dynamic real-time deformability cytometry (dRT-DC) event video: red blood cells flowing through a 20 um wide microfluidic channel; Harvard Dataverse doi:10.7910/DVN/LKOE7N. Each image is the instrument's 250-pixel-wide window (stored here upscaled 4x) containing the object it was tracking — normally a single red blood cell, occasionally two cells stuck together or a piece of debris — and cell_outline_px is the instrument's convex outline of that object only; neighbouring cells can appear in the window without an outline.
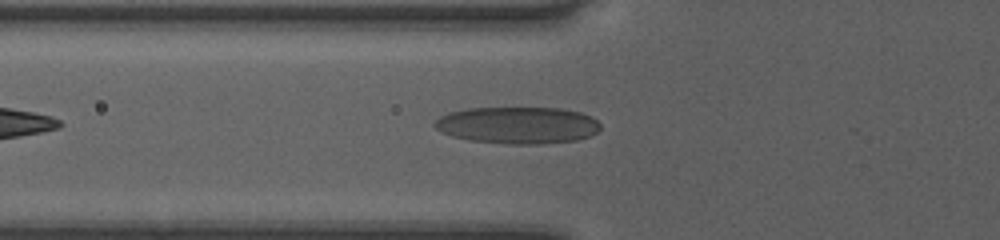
{"species": "human", "species_latin": "Homo sapiens", "temperature_condition": "room temperature", "stored_images_in_passage": 38, "camera_frame_rate_fps": 3000, "um_per_image_px": 0.085, "donor": {"sex": "female"}, "frame": {"image": 1, "passage_image": 6, "time_ms": 1.667, "image_size_px": [1000, 240], "cell_outline_px": [[600, 128], [596, 132], [588, 136], [576, 140], [540, 144], [508, 144], [468, 140], [452, 136], [440, 132], [432, 124], [440, 116], [448, 112], [468, 108], [560, 108], [580, 112], [592, 116], [600, 124]], "centroid_in_image_um": [43.97, 10.64], "position_along_channel_um": 81.8, "area_um2": 35.78}}
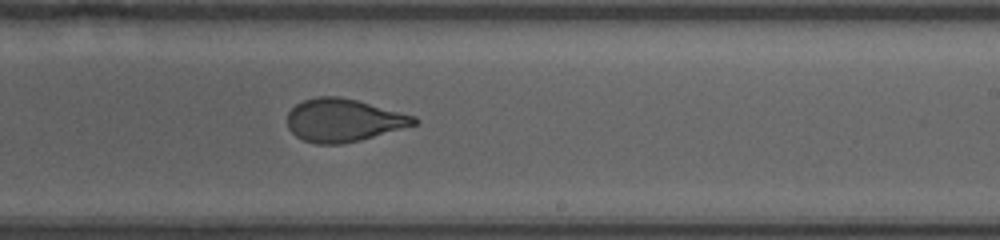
{"frame": {"image": 2, "passage_image": 19, "time_ms": 6.0, "image_size_px": [1000, 240], "cell_outline_px": [[420, 120], [416, 124], [360, 140], [340, 144], [316, 144], [304, 140], [296, 136], [288, 128], [288, 112], [296, 104], [304, 100], [316, 96], [340, 96], [356, 100], [416, 116]], "centroid_in_image_um": [29.18, 10.21], "position_along_channel_um": 259.8, "area_um2": 31.5}}
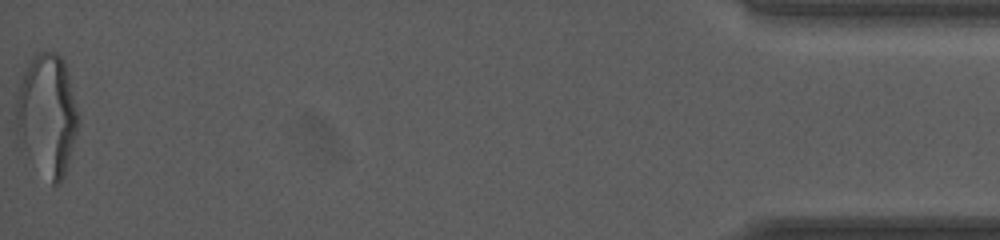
{"frame": {"image": 3, "passage_image": 38, "time_ms": 12.333, "image_size_px": [1000, 240], "cell_outline_px": [[80, 120], [64, 176], [60, 184], [52, 184], [24, 144], [16, 132], [16, 100], [20, 84], [24, 72], [32, 56], [40, 52], [56, 52], [64, 60], [80, 116]], "centroid_in_image_um": [4.05, 9.68], "position_along_channel_um": 431.2, "area_um2": 42.95}, "authors_computed_cell_mechanics": {"area_um2": 33.1772, "velocity_mm_per_s": 4.0826, "shape_relaxation_time_tau1_ms": 5.9913, "shape_relaxation_time_tau2_ms": 1.1594, "deformation_change_tau1": 0.2309, "deformation_change_tau2": 0.0754}}